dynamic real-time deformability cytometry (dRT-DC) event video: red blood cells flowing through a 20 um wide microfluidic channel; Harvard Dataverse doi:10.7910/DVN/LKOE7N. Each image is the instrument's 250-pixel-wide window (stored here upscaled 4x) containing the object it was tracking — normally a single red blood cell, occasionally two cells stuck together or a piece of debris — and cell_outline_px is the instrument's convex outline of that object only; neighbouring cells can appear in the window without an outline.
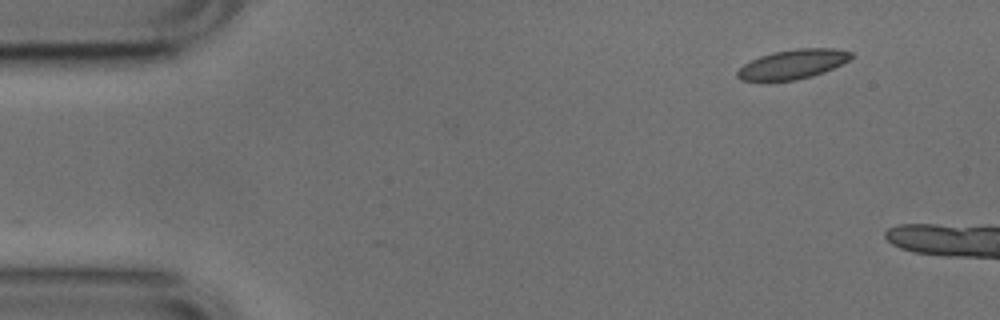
{"species": "common noctule bat (a hibernating species)", "species_latin": "Nyctalus noctula", "temperature_condition": "cold", "stored_images_in_passage": 5, "camera_frame_rate_fps": 3000, "um_per_image_px": 0.085, "animal": {"sex": "male", "body_mass_g": 17.9, "forearm_length_mm": 54.2}, "frame": {"image": 1, "passage_image": 1, "time_ms": 0.0, "image_size_px": [1000, 320], "cell_outline_px": [[852, 56], [848, 60], [824, 72], [812, 76], [796, 80], [768, 84], [740, 80], [736, 76], [736, 72], [744, 64], [760, 56], [772, 52], [796, 48], [836, 48], [852, 52]], "centroid_in_image_um": [67.3, 5.5], "position_along_channel_um": 17.7, "area_um2": 20.11}}